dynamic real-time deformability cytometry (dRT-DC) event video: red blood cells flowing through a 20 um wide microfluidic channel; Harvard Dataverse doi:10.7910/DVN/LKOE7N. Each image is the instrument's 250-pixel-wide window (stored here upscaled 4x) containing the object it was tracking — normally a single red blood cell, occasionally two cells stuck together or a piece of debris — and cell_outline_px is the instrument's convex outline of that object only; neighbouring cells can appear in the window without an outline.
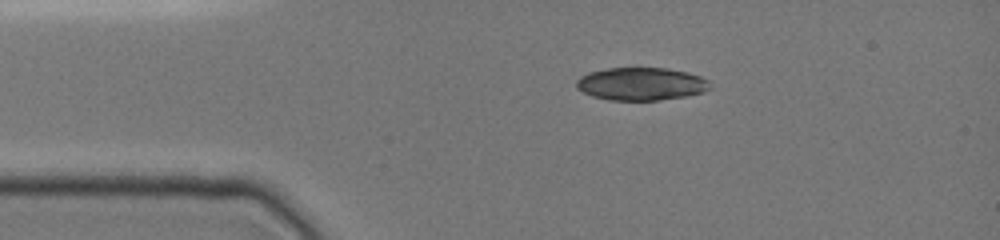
{"species": "common noctule bat (a hibernating species)", "species_latin": "Nyctalus noctula", "temperature_condition": "cold", "stored_images_in_passage": 3, "camera_frame_rate_fps": 3000, "um_per_image_px": 0.085, "animal": {"sex": "female", "body_mass_g": 19.0, "forearm_length_mm": 51.5}, "frame": {"image": 1, "passage_image": 2, "time_ms": 1.333, "image_size_px": [1000, 240], "cell_outline_px": [[712, 88], [704, 92], [688, 96], [660, 100], [608, 100], [592, 96], [576, 88], [576, 80], [580, 76], [588, 72], [608, 68], [664, 68], [688, 72], [700, 76], [708, 80]], "centroid_in_image_um": [54.51, 7.13], "position_along_channel_um": 30.5, "area_um2": 25.78}}